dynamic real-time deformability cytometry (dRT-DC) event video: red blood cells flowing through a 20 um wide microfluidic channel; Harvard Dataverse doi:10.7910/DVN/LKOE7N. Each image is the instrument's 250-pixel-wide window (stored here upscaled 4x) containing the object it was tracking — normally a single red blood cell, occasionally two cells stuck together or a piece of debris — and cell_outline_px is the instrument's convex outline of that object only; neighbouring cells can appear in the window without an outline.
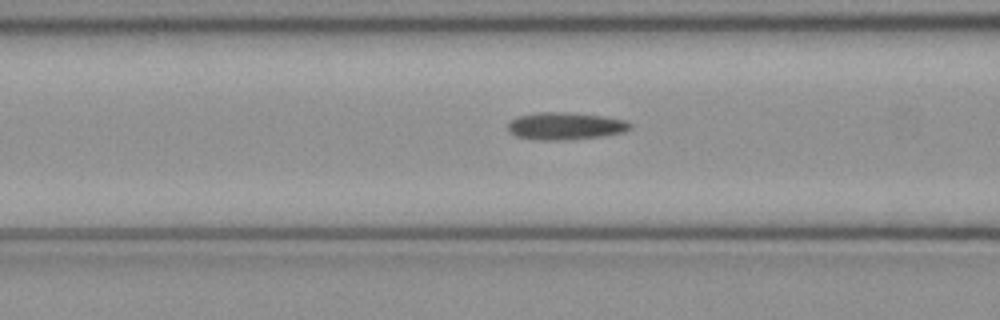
{"species": "common noctule bat (a hibernating species)", "species_latin": "Nyctalus noctula", "temperature_condition": "cold", "stored_images_in_passage": 36, "camera_frame_rate_fps": 3000, "um_per_image_px": 0.085, "animal": {"sex": "female", "body_mass_g": 21.9}, "frame": {"image": 1, "passage_image": 5, "time_ms": 1.333, "image_size_px": [1000, 320], "cell_outline_px": [[632, 128], [624, 132], [600, 136], [564, 140], [540, 140], [516, 136], [508, 132], [508, 124], [512, 120], [520, 116], [540, 112], [564, 112], [604, 116], [624, 120], [632, 124]], "centroid_in_image_um": [48.06, 10.71], "position_along_channel_um": 118.5, "area_um2": 19.31}}
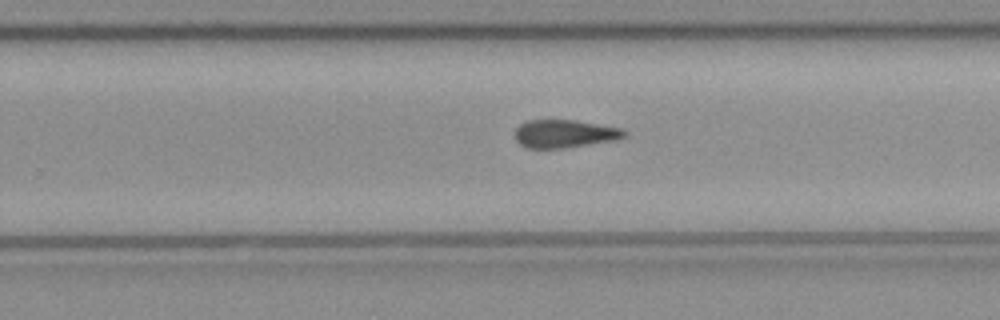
{"frame": {"image": 2, "passage_image": 17, "time_ms": 5.333, "image_size_px": [1000, 320], "cell_outline_px": [[628, 136], [616, 140], [564, 148], [528, 148], [520, 144], [516, 140], [516, 128], [520, 124], [528, 120], [572, 120], [624, 128], [628, 132]], "centroid_in_image_um": [48.04, 11.37], "position_along_channel_um": 281.8, "area_um2": 17.92}}
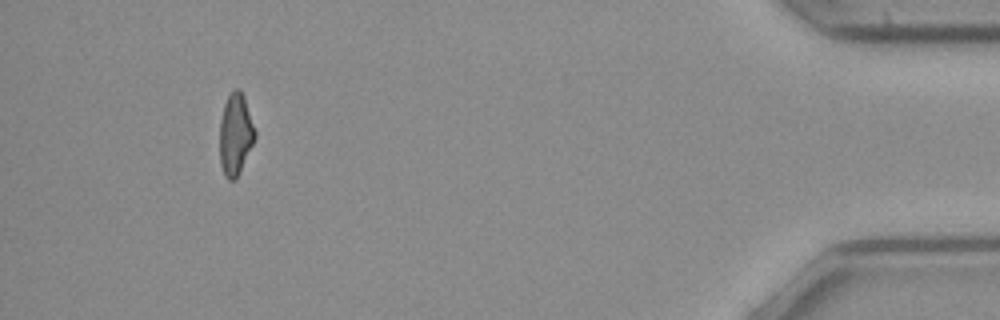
{"frame": {"image": 3, "passage_image": 32, "time_ms": 10.333, "image_size_px": [1000, 320], "cell_outline_px": [[256, 136], [240, 172], [236, 180], [228, 180], [224, 176], [220, 164], [220, 120], [224, 104], [228, 96], [236, 88], [240, 88], [244, 96], [256, 132]], "centroid_in_image_um": [20.01, 11.44], "position_along_channel_um": 415.2, "area_um2": 16.82}, "authors_computed_cell_mechanics": {"area_um2": 18.2937, "velocity_mm_per_s": 4.0856, "shape_relaxation_time_tau1_ms": null, "shape_relaxation_time_tau2_ms": 7.4001, "deformation_change_tau1": null, "deformation_change_tau2": 0.1945}}